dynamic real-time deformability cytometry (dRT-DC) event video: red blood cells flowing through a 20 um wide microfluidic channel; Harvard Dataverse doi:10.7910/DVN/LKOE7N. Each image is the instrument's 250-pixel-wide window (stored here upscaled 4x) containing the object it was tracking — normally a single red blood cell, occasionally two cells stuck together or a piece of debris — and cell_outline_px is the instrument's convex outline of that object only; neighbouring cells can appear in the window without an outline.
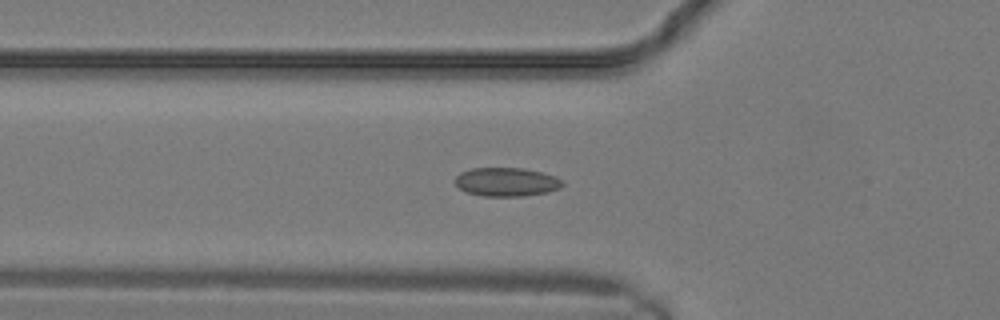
{"species": "common noctule bat (a hibernating species)", "species_latin": "Nyctalus noctula", "temperature_condition": "warm", "stored_images_in_passage": 16, "camera_frame_rate_fps": 3000, "um_per_image_px": 0.085, "animal": {"sex": "male", "body_mass_g": 19.2, "forearm_length_mm": 51.8}, "frame": {"image": 1, "passage_image": 6, "time_ms": 1.667, "image_size_px": [1000, 320], "cell_outline_px": [[564, 184], [560, 188], [548, 192], [524, 196], [484, 196], [464, 192], [456, 184], [456, 176], [460, 172], [472, 168], [524, 168], [556, 176]], "centroid_in_image_um": [43.04, 15.47], "position_along_channel_um": 82.8, "area_um2": 17.98}}
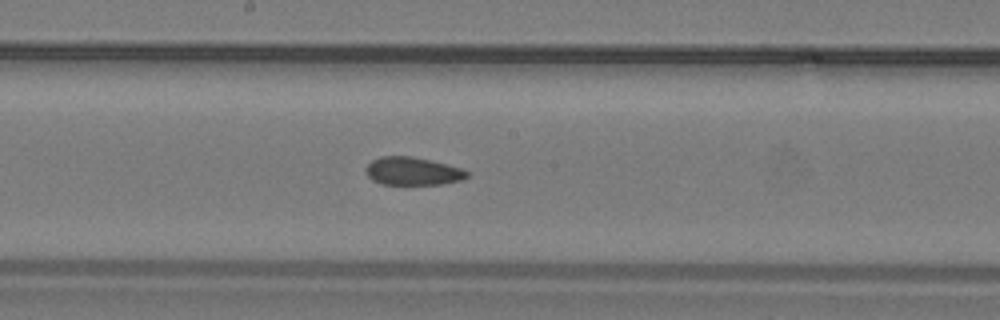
{"frame": {"image": 2, "passage_image": 11, "time_ms": 3.333, "image_size_px": [1000, 320], "cell_outline_px": [[468, 176], [464, 180], [440, 184], [380, 184], [372, 180], [368, 176], [364, 168], [372, 160], [380, 156], [412, 156], [460, 168], [468, 172]], "centroid_in_image_um": [35.04, 14.55], "position_along_channel_um": 213.2, "area_um2": 16.42}}
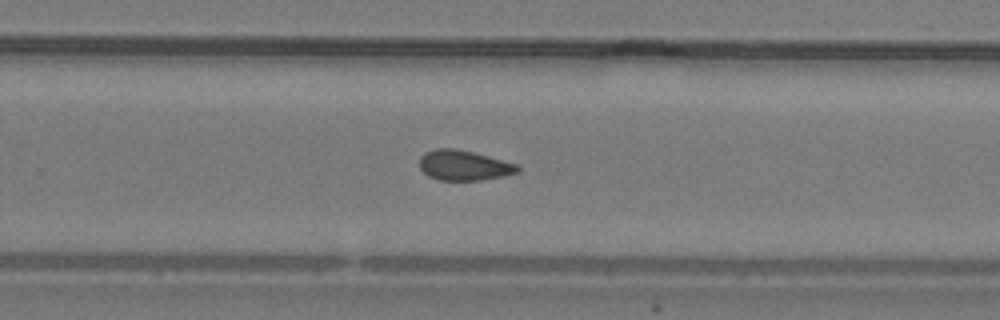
{"frame": {"image": 3, "passage_image": 14, "time_ms": 4.333, "image_size_px": [1000, 320], "cell_outline_px": [[520, 172], [504, 176], [480, 180], [440, 180], [428, 176], [420, 168], [420, 156], [424, 152], [436, 148], [456, 148], [472, 152], [516, 164], [520, 168]], "centroid_in_image_um": [39.41, 14.05], "position_along_channel_um": 290.4, "area_um2": 17.17}}